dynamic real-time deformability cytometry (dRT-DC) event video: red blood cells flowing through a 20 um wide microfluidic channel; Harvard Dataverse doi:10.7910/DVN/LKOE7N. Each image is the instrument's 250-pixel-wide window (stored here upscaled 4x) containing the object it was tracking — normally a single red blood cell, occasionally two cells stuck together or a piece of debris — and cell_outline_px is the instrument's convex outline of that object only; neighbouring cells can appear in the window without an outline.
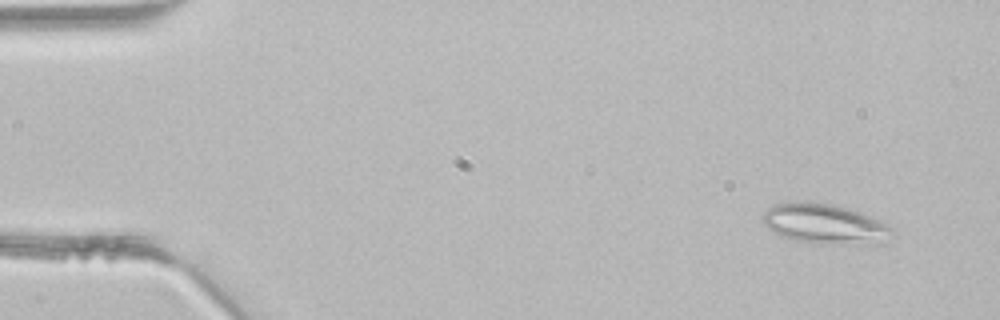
{"species": "common noctule bat (a hibernating species)", "species_latin": "Nyctalus noctula", "temperature_condition": "room temperature", "stored_images_in_passage": 5, "camera_frame_rate_fps": 3000, "um_per_image_px": 0.085, "animal": {"sex": "male", "body_mass_g": 21.5, "forearm_length_mm": 52.0}, "frame": {"image": 1, "passage_image": 1, "time_ms": 0.0, "image_size_px": [1000, 320], "cell_outline_px": [[892, 232], [884, 244], [820, 244], [796, 240], [780, 236], [768, 228], [764, 224], [760, 216], [768, 208], [776, 204], [796, 200], [808, 200], [832, 204], [848, 208], [860, 212], [888, 224], [892, 228]], "centroid_in_image_um": [70.09, 19.02], "position_along_channel_um": 14.9, "area_um2": 30.69}}